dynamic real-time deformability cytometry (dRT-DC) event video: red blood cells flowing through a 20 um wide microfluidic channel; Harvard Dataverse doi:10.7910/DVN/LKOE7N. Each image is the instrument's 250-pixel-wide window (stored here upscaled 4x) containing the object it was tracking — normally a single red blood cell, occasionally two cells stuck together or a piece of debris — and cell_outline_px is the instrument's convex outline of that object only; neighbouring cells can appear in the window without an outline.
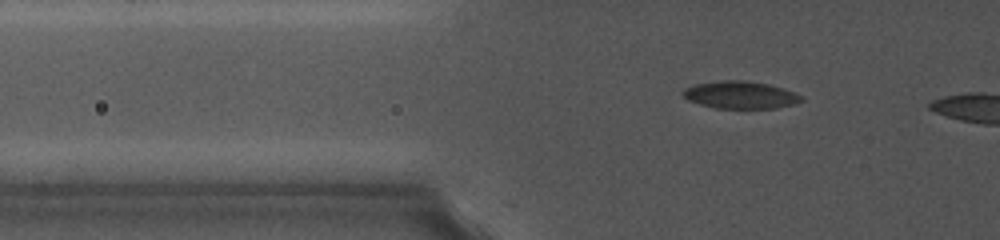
{"species": "common noctule bat (a hibernating species)", "species_latin": "Nyctalus noctula", "temperature_condition": "cold", "stored_images_in_passage": 13, "camera_frame_rate_fps": 5000, "um_per_image_px": 0.085, "animal": {"sex": "female", "body_mass_g": 19.0, "forearm_length_mm": 56.7}, "frame": {"image": 1, "passage_image": 13, "time_ms": 3.8, "image_size_px": [1000, 240], "cell_outline_px": [[804, 100], [796, 104], [776, 108], [716, 108], [700, 104], [688, 100], [680, 92], [684, 88], [696, 84], [720, 80], [744, 80], [768, 84], [784, 88], [804, 96]], "centroid_in_image_um": [62.96, 8.06], "position_along_channel_um": 62.8, "area_um2": 19.07}}